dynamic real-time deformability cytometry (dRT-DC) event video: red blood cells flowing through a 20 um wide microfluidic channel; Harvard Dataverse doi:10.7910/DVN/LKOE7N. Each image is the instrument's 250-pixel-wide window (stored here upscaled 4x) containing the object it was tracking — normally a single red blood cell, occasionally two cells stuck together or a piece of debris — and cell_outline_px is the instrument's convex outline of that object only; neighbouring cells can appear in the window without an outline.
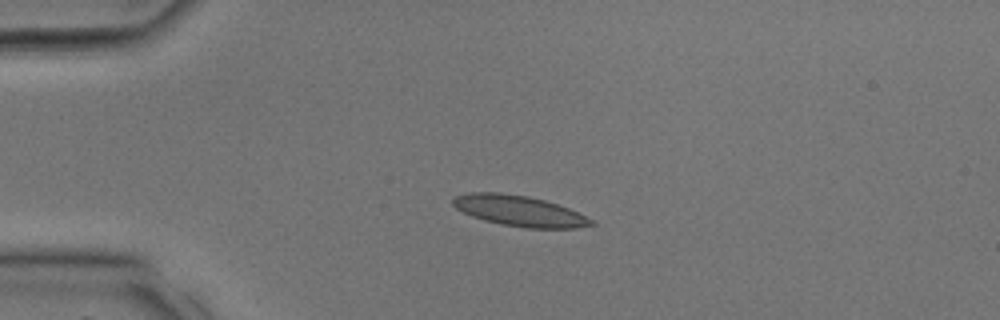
{"species": "common noctule bat (a hibernating species)", "species_latin": "Nyctalus noctula", "temperature_condition": "room temperature", "stored_images_in_passage": 11, "camera_frame_rate_fps": 3000, "um_per_image_px": 0.085, "animal": {"sex": "male", "body_mass_g": 17.9, "forearm_length_mm": 54.2}, "frame": {"image": 1, "passage_image": 1, "time_ms": 0.0, "image_size_px": [1000, 320], "cell_outline_px": [[596, 224], [576, 228], [528, 228], [504, 224], [484, 220], [472, 216], [456, 208], [452, 204], [452, 200], [456, 196], [468, 192], [500, 192], [528, 196], [544, 200], [568, 208], [596, 220]], "centroid_in_image_um": [44.17, 17.92], "position_along_channel_um": 40.8, "area_um2": 24.62}}
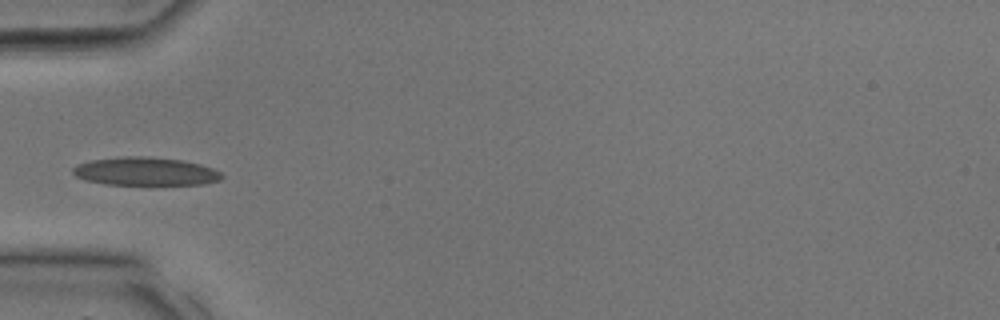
{"frame": {"image": 2, "passage_image": 4, "time_ms": 1.0, "image_size_px": [1000, 320], "cell_outline_px": [[224, 176], [220, 180], [204, 184], [104, 184], [84, 180], [76, 176], [72, 172], [72, 168], [80, 164], [92, 160], [124, 156], [148, 156], [180, 160], [200, 164], [212, 168], [220, 172]], "centroid_in_image_um": [12.36, 14.57], "position_along_channel_um": 72.6, "area_um2": 24.33}}